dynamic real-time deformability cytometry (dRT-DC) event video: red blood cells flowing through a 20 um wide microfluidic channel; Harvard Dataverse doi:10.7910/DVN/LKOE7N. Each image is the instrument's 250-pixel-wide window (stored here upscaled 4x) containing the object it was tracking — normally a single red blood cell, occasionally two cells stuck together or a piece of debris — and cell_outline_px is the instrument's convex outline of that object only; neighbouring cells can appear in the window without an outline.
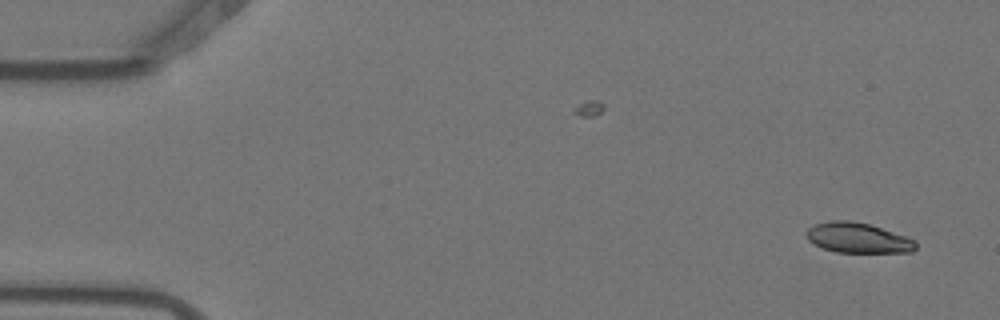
{"species": "Egyptian fruit bat (a non-hibernating species)", "species_latin": "Rousettus aegyptiacus", "temperature_condition": "warm", "stored_images_in_passage": 3, "camera_frame_rate_fps": 3000, "um_per_image_px": 0.085, "animal": {"sex": "female"}, "frame": {"image": 1, "passage_image": 3, "time_ms": 0.667, "image_size_px": [1000, 320], "cell_outline_px": [[916, 248], [912, 252], [836, 252], [812, 244], [804, 236], [804, 232], [808, 228], [816, 224], [828, 220], [852, 220], [868, 224], [916, 240]], "centroid_in_image_um": [72.85, 20.21], "position_along_channel_um": 12.1, "area_um2": 19.25}}